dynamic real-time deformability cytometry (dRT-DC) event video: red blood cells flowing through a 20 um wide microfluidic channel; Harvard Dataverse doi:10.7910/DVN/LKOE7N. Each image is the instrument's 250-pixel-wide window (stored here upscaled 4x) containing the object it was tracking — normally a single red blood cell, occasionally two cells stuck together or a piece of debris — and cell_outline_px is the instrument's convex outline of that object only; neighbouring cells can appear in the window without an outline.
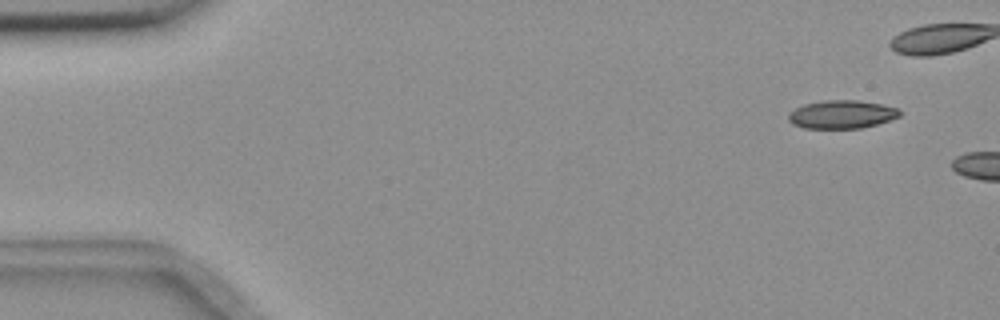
{"species": "common noctule bat (a hibernating species)", "species_latin": "Nyctalus noctula", "temperature_condition": "room temperature", "stored_images_in_passage": 6, "camera_frame_rate_fps": 3000, "um_per_image_px": 0.085, "animal": {"sex": "female", "body_mass_g": 18.4}, "frame": {"image": 1, "passage_image": 2, "time_ms": 0.333, "image_size_px": [1000, 320], "cell_outline_px": [[904, 112], [900, 116], [876, 124], [860, 128], [804, 128], [792, 124], [788, 120], [788, 112], [804, 104], [820, 100], [860, 100], [900, 108]], "centroid_in_image_um": [71.55, 9.71], "position_along_channel_um": 13.4, "area_um2": 18.5}}